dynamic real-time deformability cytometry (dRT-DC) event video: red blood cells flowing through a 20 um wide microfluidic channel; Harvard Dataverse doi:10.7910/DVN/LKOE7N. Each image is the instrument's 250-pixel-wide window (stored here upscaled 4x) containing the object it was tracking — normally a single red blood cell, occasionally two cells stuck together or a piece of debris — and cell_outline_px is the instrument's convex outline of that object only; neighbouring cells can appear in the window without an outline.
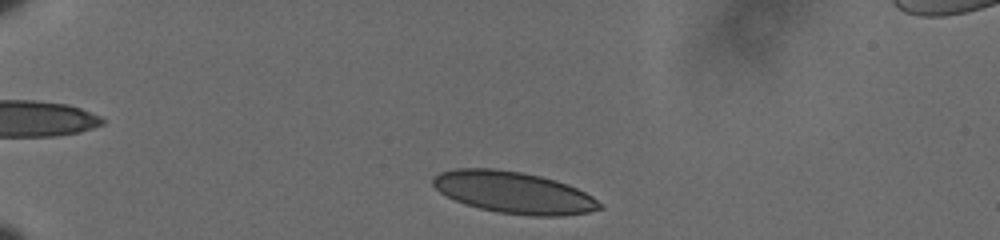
{"species": "human", "species_latin": "Homo sapiens", "temperature_condition": "cold", "stored_images_in_passage": 6, "camera_frame_rate_fps": 3000, "um_per_image_px": 0.085, "donor": {"sex": "male"}, "frame": {"image": 1, "passage_image": 1, "time_ms": 0.0, "image_size_px": [1000, 240], "cell_outline_px": [[604, 208], [588, 212], [560, 216], [532, 216], [496, 212], [480, 208], [456, 200], [440, 192], [432, 184], [432, 176], [440, 172], [456, 168], [492, 168], [520, 172], [540, 176], [556, 180], [568, 184], [592, 196]], "centroid_in_image_um": [43.65, 16.35], "position_along_channel_um": 41.3, "area_um2": 40.34}}
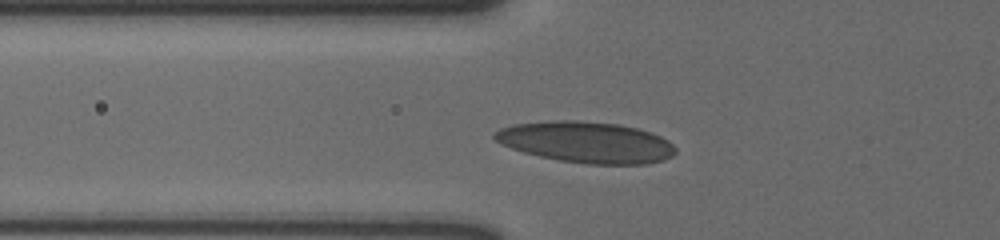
{"frame": {"image": 2, "passage_image": 5, "time_ms": 1.333, "image_size_px": [1000, 240], "cell_outline_px": [[676, 152], [672, 156], [664, 160], [648, 164], [588, 164], [560, 160], [540, 156], [524, 152], [500, 144], [492, 136], [492, 132], [500, 128], [512, 124], [552, 120], [576, 120], [616, 124], [636, 128], [660, 136], [668, 140], [676, 148]], "centroid_in_image_um": [49.81, 12.08], "position_along_channel_um": 76.0, "area_um2": 43.41}}